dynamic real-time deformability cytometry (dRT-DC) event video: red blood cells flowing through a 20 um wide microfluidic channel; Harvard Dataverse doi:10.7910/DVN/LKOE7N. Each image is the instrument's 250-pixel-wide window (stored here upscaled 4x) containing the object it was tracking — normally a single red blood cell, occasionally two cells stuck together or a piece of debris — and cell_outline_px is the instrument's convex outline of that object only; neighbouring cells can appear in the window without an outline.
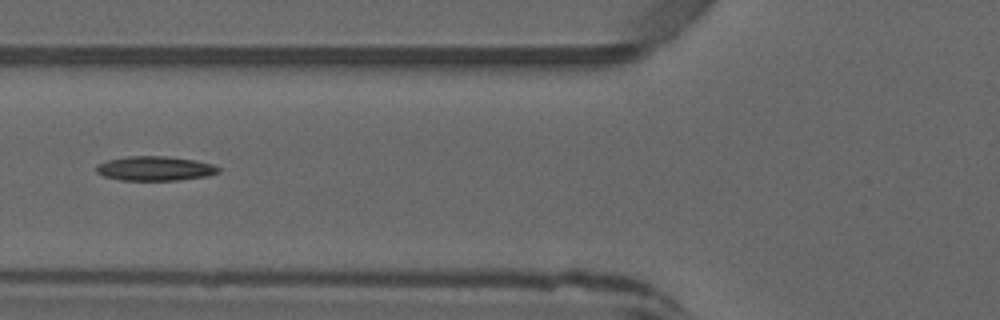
{"species": "common noctule bat (a hibernating species)", "species_latin": "Nyctalus noctula", "temperature_condition": "warm", "stored_images_in_passage": 34, "camera_frame_rate_fps": 3000, "um_per_image_px": 0.085, "animal": {"sex": "male", "forearm_length_mm": 52.5}, "frame": {"image": 1, "passage_image": 6, "time_ms": 1.667, "image_size_px": [1000, 320], "cell_outline_px": [[220, 172], [208, 176], [180, 180], [120, 180], [104, 176], [96, 172], [96, 164], [108, 160], [124, 156], [168, 156], [196, 160], [212, 164], [220, 168]], "centroid_in_image_um": [13.18, 14.31], "position_along_channel_um": 112.6, "area_um2": 17.57}, "authors_computed_cell_mechanics": {"area_um2": 16.8487, "velocity_mm_per_s": 4.0841, "shape_relaxation_time_tau1_ms": 6.8321, "shape_relaxation_time_tau2_ms": null, "deformation_change_tau1": 0.2261, "deformation_change_tau2": null}}